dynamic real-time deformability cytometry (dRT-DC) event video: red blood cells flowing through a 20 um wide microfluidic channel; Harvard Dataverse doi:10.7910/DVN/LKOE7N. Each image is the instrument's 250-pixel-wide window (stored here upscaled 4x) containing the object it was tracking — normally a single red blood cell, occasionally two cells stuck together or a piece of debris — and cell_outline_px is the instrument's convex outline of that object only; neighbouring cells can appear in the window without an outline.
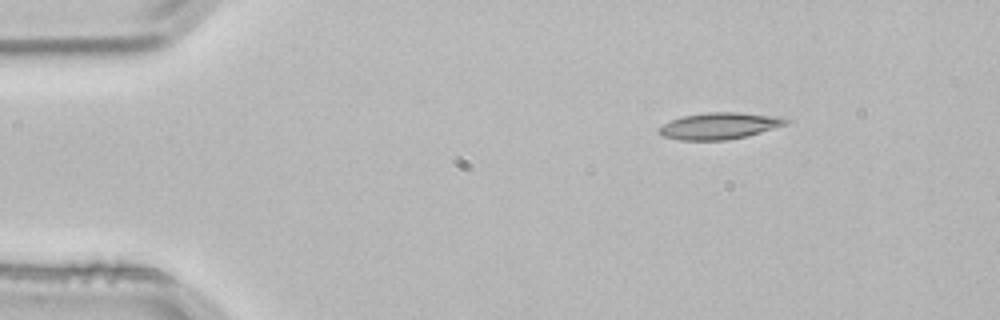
{"species": "common noctule bat (a hibernating species)", "species_latin": "Nyctalus noctula", "temperature_condition": "room temperature", "stored_images_in_passage": 3, "camera_frame_rate_fps": 3000, "um_per_image_px": 0.085, "animal": {"sex": "male", "body_mass_g": 21.5, "forearm_length_mm": 52.0}, "frame": {"image": 1, "passage_image": 1, "time_ms": 0.0, "image_size_px": [1000, 320], "cell_outline_px": [[792, 120], [788, 124], [748, 136], [728, 140], [680, 140], [664, 136], [660, 132], [660, 128], [664, 124], [672, 120], [684, 116], [708, 112], [736, 112], [780, 116]], "centroid_in_image_um": [61.25, 10.69], "position_along_channel_um": 23.8, "area_um2": 19.59}}
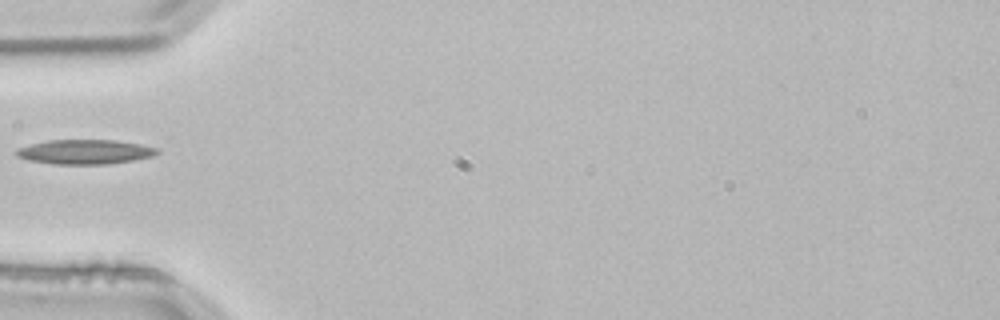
{"frame": {"image": 2, "passage_image": 3, "time_ms": 0.667, "image_size_px": [1000, 320], "cell_outline_px": [[160, 152], [152, 156], [132, 160], [108, 164], [52, 164], [28, 160], [16, 156], [16, 148], [48, 140], [116, 140], [140, 144], [156, 148]], "centroid_in_image_um": [7.19, 12.91], "position_along_channel_um": 77.8, "area_um2": 20.06}}